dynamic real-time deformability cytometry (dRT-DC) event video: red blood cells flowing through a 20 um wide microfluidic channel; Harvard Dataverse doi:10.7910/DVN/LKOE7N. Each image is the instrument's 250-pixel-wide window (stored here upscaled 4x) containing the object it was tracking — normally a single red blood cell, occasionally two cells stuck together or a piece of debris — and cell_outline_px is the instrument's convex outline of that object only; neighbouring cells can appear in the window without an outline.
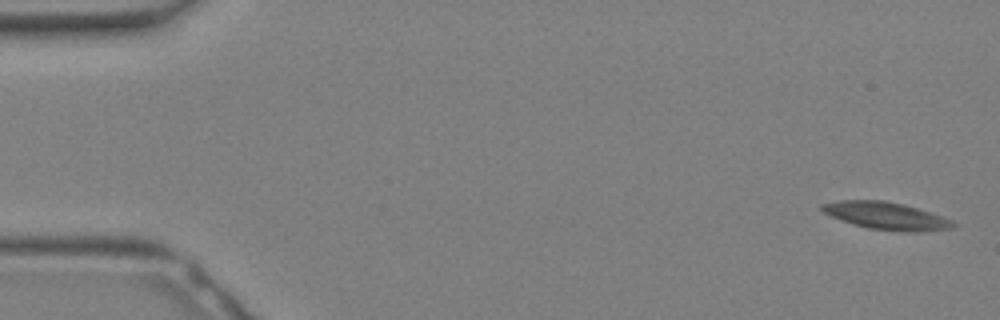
{"species": "Egyptian fruit bat (a non-hibernating species)", "species_latin": "Rousettus aegyptiacus", "temperature_condition": "warm", "stored_images_in_passage": 20, "camera_frame_rate_fps": 3000, "um_per_image_px": 0.085, "animal": {"sex": "female"}, "frame": {"image": 1, "passage_image": 1, "time_ms": 0.0, "image_size_px": [1000, 320], "cell_outline_px": [[956, 224], [952, 228], [916, 232], [908, 232], [868, 228], [852, 224], [832, 216], [824, 212], [820, 208], [820, 204], [840, 200], [884, 200], [904, 204], [952, 220]], "centroid_in_image_um": [75.3, 18.34], "position_along_channel_um": 9.7, "area_um2": 20.69}}
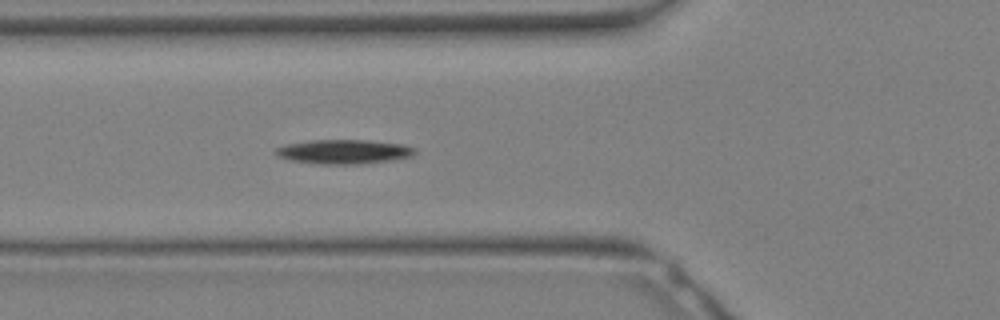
{"frame": {"image": 2, "passage_image": 12, "time_ms": 3.667, "image_size_px": [1000, 320], "cell_outline_px": [[416, 152], [412, 156], [388, 160], [360, 164], [312, 164], [288, 160], [276, 156], [272, 152], [276, 148], [284, 144], [312, 140], [368, 140], [404, 144], [416, 148]], "centroid_in_image_um": [29.15, 12.89], "position_along_channel_um": 96.6, "area_um2": 20.0}}
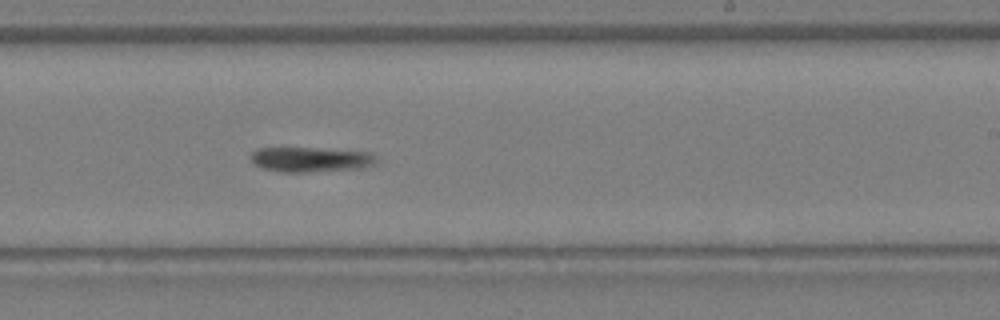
{"frame": {"image": 3, "passage_image": 20, "time_ms": 6.333, "image_size_px": [1000, 320], "cell_outline_px": [[376, 160], [372, 164], [360, 168], [308, 172], [284, 172], [264, 168], [256, 164], [248, 156], [256, 148], [316, 148], [372, 152], [376, 156]], "centroid_in_image_um": [26.39, 13.54], "position_along_channel_um": 262.6, "area_um2": 18.09}}